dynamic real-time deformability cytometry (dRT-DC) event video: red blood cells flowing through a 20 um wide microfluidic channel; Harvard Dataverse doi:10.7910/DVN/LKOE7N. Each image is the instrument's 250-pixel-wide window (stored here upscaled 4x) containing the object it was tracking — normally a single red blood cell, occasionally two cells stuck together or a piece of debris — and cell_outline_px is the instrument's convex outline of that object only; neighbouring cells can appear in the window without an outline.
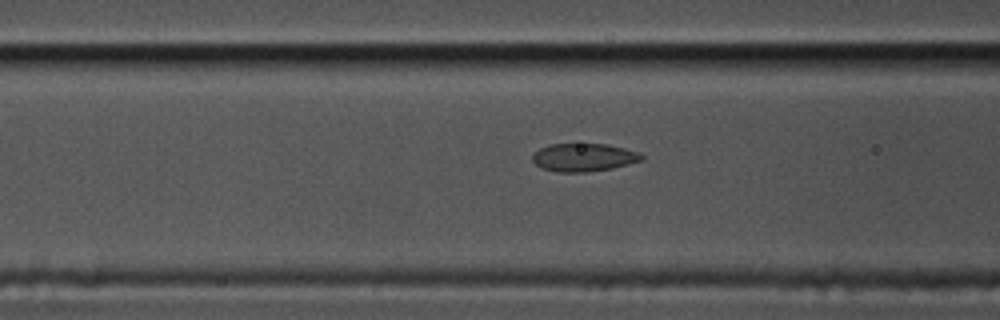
{"species": "common noctule bat (a hibernating species)", "species_latin": "Nyctalus noctula", "temperature_condition": "cold", "stored_images_in_passage": 21, "camera_frame_rate_fps": 3000, "um_per_image_px": 0.085, "animal": {"sex": "male", "body_mass_g": 17.5, "forearm_length_mm": 52.3}, "frame": {"image": 1, "passage_image": 18, "time_ms": 5.667, "image_size_px": [1000, 320], "cell_outline_px": [[644, 156], [640, 160], [628, 164], [612, 168], [584, 172], [556, 172], [540, 168], [532, 160], [532, 156], [540, 148], [548, 144], [608, 144], [640, 152]], "centroid_in_image_um": [49.59, 13.37], "position_along_channel_um": 117.0, "area_um2": 17.8}}